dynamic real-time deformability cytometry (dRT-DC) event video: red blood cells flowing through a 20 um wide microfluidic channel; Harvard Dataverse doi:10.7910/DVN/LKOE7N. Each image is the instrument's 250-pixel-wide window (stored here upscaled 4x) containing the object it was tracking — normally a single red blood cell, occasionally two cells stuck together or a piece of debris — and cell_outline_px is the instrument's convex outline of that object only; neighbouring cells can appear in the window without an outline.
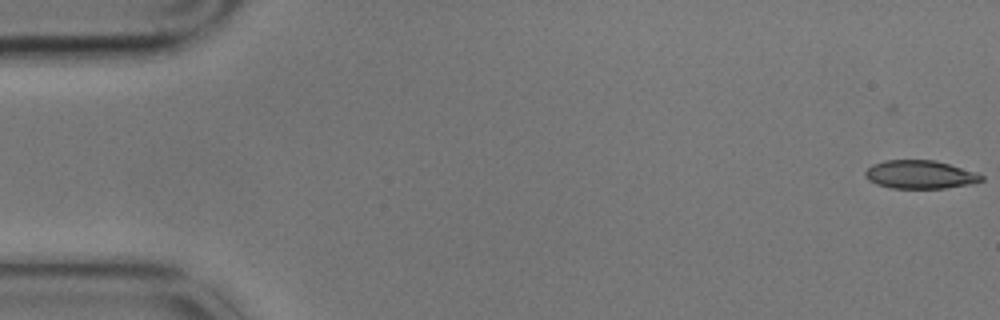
{"species": "common noctule bat (a hibernating species)", "species_latin": "Nyctalus noctula", "temperature_condition": "cold", "stored_images_in_passage": 11, "camera_frame_rate_fps": 3000, "um_per_image_px": 0.085, "animal": {"sex": "male", "body_mass_g": 17.9}, "frame": {"image": 1, "passage_image": 1, "time_ms": 0.0, "image_size_px": [1000, 320], "cell_outline_px": [[984, 180], [972, 184], [944, 188], [892, 188], [876, 184], [868, 180], [864, 176], [864, 172], [872, 164], [884, 160], [936, 160], [976, 172], [984, 176]], "centroid_in_image_um": [78.2, 14.83], "position_along_channel_um": 6.8, "area_um2": 19.31}}
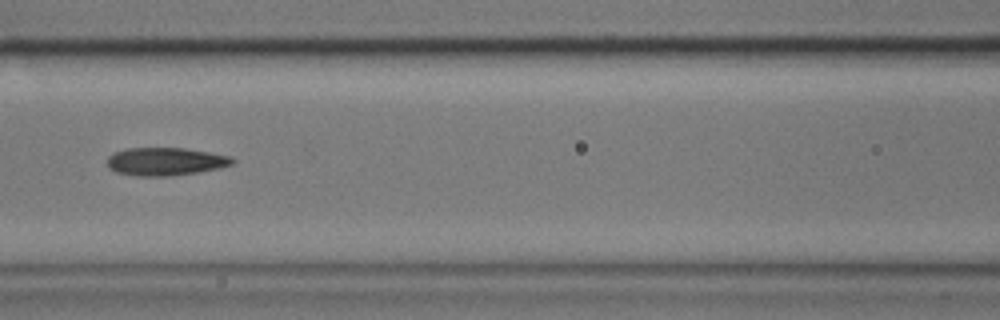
{"frame": {"image": 2, "passage_image": 7, "time_ms": 2.0, "image_size_px": [1000, 320], "cell_outline_px": [[236, 160], [232, 164], [220, 168], [172, 176], [136, 176], [116, 172], [108, 168], [108, 156], [124, 148], [184, 148], [208, 152], [228, 156]], "centroid_in_image_um": [14.04, 13.73], "position_along_channel_um": 152.6, "area_um2": 20.35}}
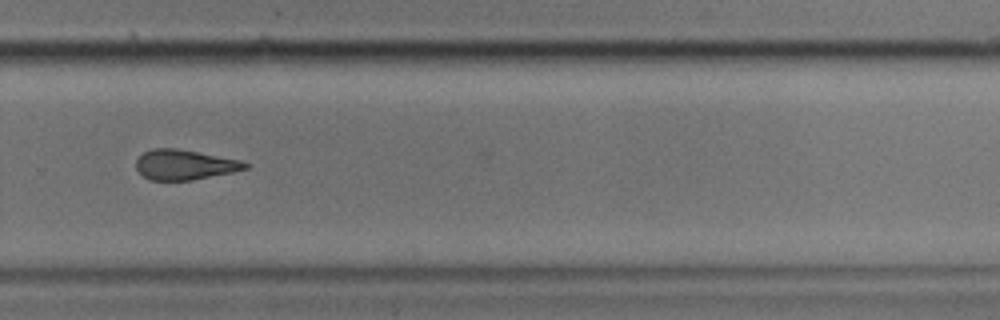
{"frame": {"image": 3, "passage_image": 11, "time_ms": 3.333, "image_size_px": [1000, 320], "cell_outline_px": [[252, 164], [248, 168], [232, 172], [192, 180], [148, 180], [136, 168], [136, 160], [144, 152], [152, 148], [176, 148], [244, 160]], "centroid_in_image_um": [15.74, 13.99], "position_along_channel_um": 314.1, "area_um2": 19.25}}